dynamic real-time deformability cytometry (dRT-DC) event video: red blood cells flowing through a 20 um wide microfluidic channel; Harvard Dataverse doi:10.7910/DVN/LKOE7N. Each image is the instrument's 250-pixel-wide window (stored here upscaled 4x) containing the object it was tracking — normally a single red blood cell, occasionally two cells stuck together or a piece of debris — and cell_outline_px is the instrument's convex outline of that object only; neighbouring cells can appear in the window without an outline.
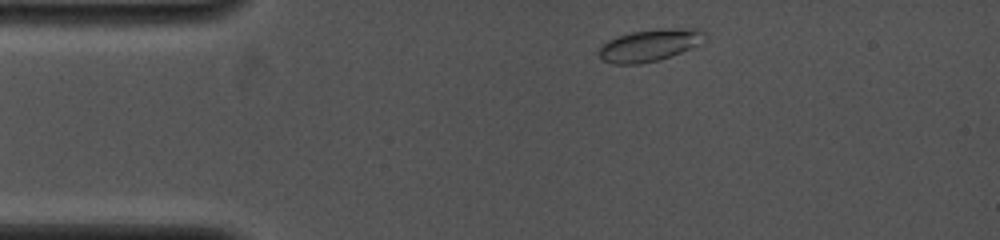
{"species": "common noctule bat (a hibernating species)", "species_latin": "Nyctalus noctula", "temperature_condition": "cold", "stored_images_in_passage": 6, "camera_frame_rate_fps": 4000, "um_per_image_px": 0.085, "animal": {"sex": "female", "body_mass_g": 19.0, "forearm_length_mm": 53.3}, "frame": {"image": 1, "passage_image": 1, "time_ms": 0.0, "image_size_px": [1000, 240], "cell_outline_px": [[708, 36], [704, 44], [672, 56], [660, 60], [640, 64], [612, 64], [604, 60], [596, 52], [600, 44], [616, 36], [632, 32], [660, 28], [700, 28]], "centroid_in_image_um": [55.28, 3.84], "position_along_channel_um": 29.7, "area_um2": 20.52}}
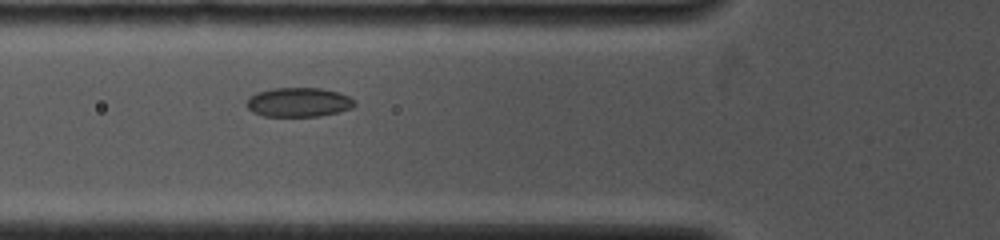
{"frame": {"image": 2, "passage_image": 4, "time_ms": 2.75, "image_size_px": [1000, 240], "cell_outline_px": [[356, 104], [352, 108], [340, 112], [320, 116], [264, 116], [252, 112], [248, 108], [248, 96], [256, 92], [272, 88], [320, 88], [340, 92], [356, 100]], "centroid_in_image_um": [25.41, 8.69], "position_along_channel_um": 100.4, "area_um2": 18.61}}
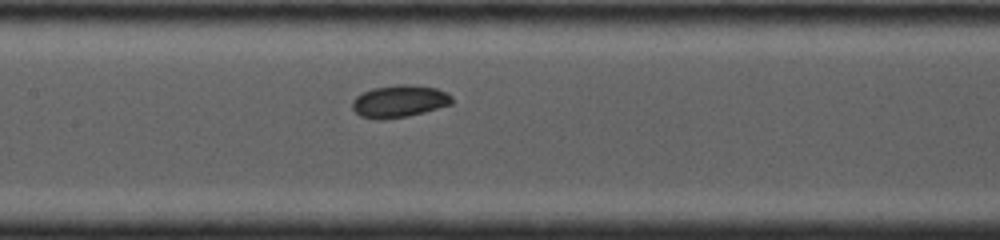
{"frame": {"image": 3, "passage_image": 6, "time_ms": 4.5, "image_size_px": [1000, 240], "cell_outline_px": [[452, 104], [424, 112], [408, 116], [384, 120], [376, 120], [360, 116], [352, 108], [352, 100], [356, 96], [372, 88], [396, 84], [408, 84], [436, 88], [452, 96]], "centroid_in_image_um": [33.91, 8.61], "position_along_channel_um": 173.5, "area_um2": 18.84}}